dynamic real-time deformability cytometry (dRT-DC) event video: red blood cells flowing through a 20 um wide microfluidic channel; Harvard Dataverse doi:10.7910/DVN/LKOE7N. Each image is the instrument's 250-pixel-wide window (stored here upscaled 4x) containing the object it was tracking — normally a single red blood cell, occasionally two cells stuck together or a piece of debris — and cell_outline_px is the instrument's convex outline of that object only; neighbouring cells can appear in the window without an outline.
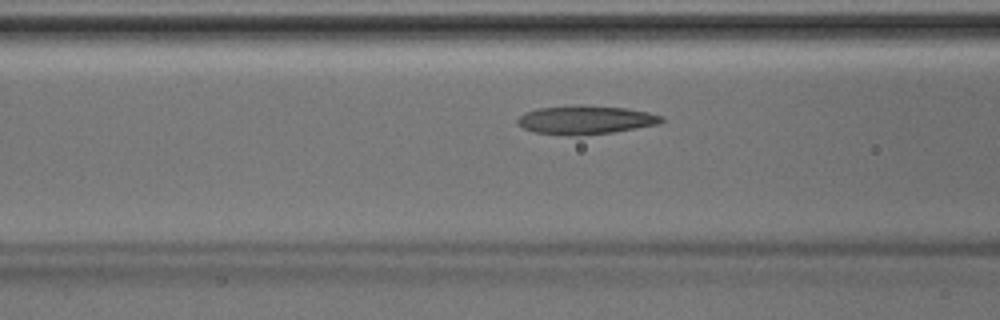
{"species": "Egyptian fruit bat (a non-hibernating species)", "species_latin": "Rousettus aegyptiacus", "temperature_condition": "room temperature", "stored_images_in_passage": 41, "camera_frame_rate_fps": 3000, "um_per_image_px": 0.085, "animal": {"sex": "male"}, "frame": {"image": 1, "passage_image": 13, "time_ms": 4.0, "image_size_px": [1000, 320], "cell_outline_px": [[664, 120], [660, 124], [612, 132], [580, 136], [564, 136], [532, 132], [524, 128], [516, 120], [524, 112], [536, 108], [576, 104], [580, 104], [624, 108], [648, 112], [664, 116]], "centroid_in_image_um": [49.75, 10.19], "position_along_channel_um": 116.9, "area_um2": 24.45}}
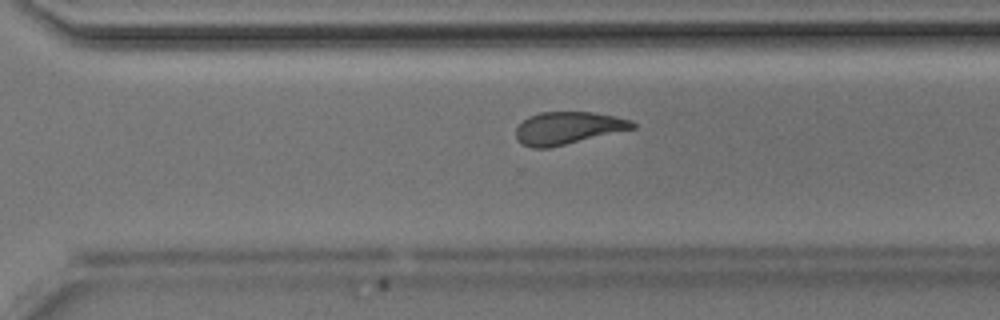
{"frame": {"image": 2, "passage_image": 27, "time_ms": 8.667, "image_size_px": [1000, 320], "cell_outline_px": [[636, 128], [548, 148], [532, 148], [516, 140], [516, 128], [528, 116], [540, 112], [592, 112], [616, 116], [632, 120], [636, 124]], "centroid_in_image_um": [48.28, 10.87], "position_along_channel_um": 322.3, "area_um2": 22.02}}
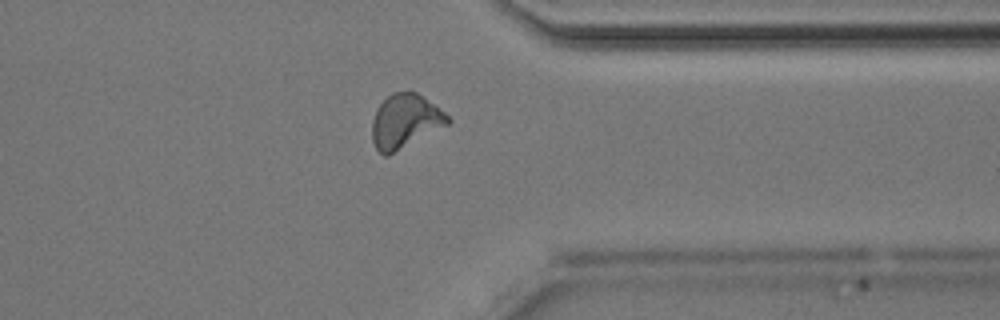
{"frame": {"image": 3, "passage_image": 31, "time_ms": 10.0, "image_size_px": [1000, 320], "cell_outline_px": [[452, 120], [448, 124], [388, 156], [384, 156], [376, 148], [372, 140], [372, 120], [376, 108], [392, 92], [416, 92], [436, 104]], "centroid_in_image_um": [34.43, 10.3], "position_along_channel_um": 377.0, "area_um2": 23.76}}